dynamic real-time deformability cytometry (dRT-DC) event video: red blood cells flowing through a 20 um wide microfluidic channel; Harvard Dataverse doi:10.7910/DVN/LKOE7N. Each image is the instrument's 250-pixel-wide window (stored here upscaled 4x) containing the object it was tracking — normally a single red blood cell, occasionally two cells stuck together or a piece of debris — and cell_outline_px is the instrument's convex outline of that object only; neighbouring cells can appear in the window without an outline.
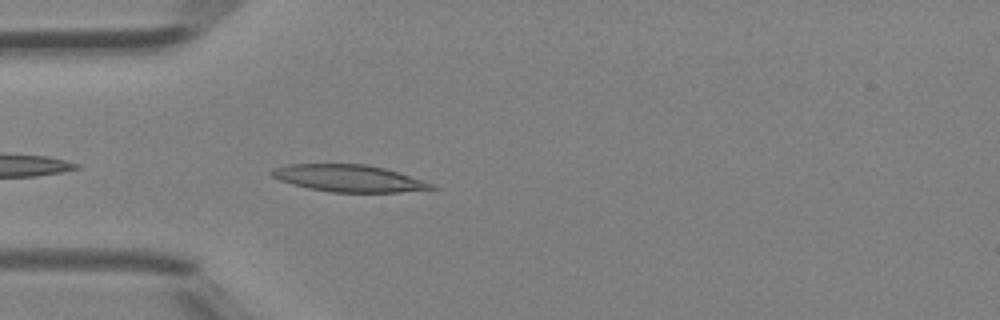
{"species": "Egyptian fruit bat (a non-hibernating species)", "species_latin": "Rousettus aegyptiacus", "temperature_condition": "room temperature", "stored_images_in_passage": 2, "camera_frame_rate_fps": 3000, "um_per_image_px": 0.085, "animal": {"sex": "female"}, "frame": {"image": 1, "passage_image": 2, "time_ms": 0.333, "image_size_px": [1000, 320], "cell_outline_px": [[440, 188], [400, 192], [332, 192], [308, 188], [292, 184], [280, 180], [272, 176], [268, 172], [272, 168], [288, 164], [364, 164], [384, 168], [436, 184]], "centroid_in_image_um": [29.65, 15.15], "position_along_channel_um": 55.4, "area_um2": 25.14}}